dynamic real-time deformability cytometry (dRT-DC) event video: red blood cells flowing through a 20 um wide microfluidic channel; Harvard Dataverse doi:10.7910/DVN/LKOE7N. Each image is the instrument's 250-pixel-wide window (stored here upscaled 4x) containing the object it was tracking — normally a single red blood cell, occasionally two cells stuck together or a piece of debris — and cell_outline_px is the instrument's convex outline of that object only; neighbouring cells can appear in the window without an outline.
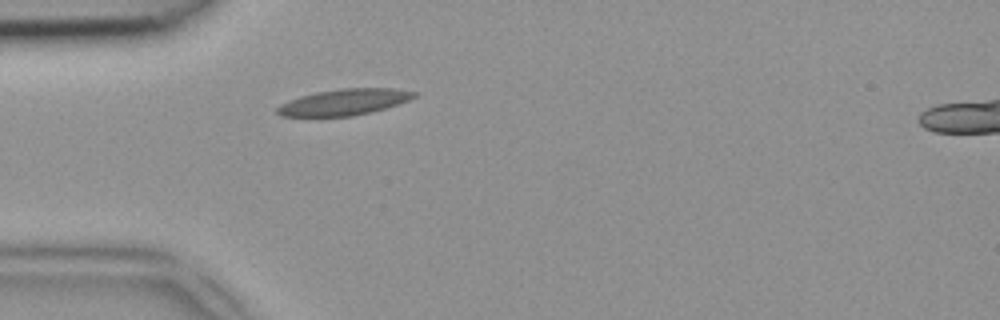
{"species": "common noctule bat (a hibernating species)", "species_latin": "Nyctalus noctula", "temperature_condition": "room temperature", "stored_images_in_passage": 33, "camera_frame_rate_fps": 3000, "um_per_image_px": 0.085, "animal": {"sex": "female", "body_mass_g": 18.4}, "frame": {"image": 1, "passage_image": 1, "time_ms": 0.0, "image_size_px": [1000, 320], "cell_outline_px": [[416, 96], [408, 100], [384, 108], [352, 116], [284, 116], [276, 112], [276, 108], [280, 104], [288, 100], [300, 96], [316, 92], [340, 88], [392, 88], [416, 92]], "centroid_in_image_um": [29.21, 8.67], "position_along_channel_um": 55.8, "area_um2": 20.58}}
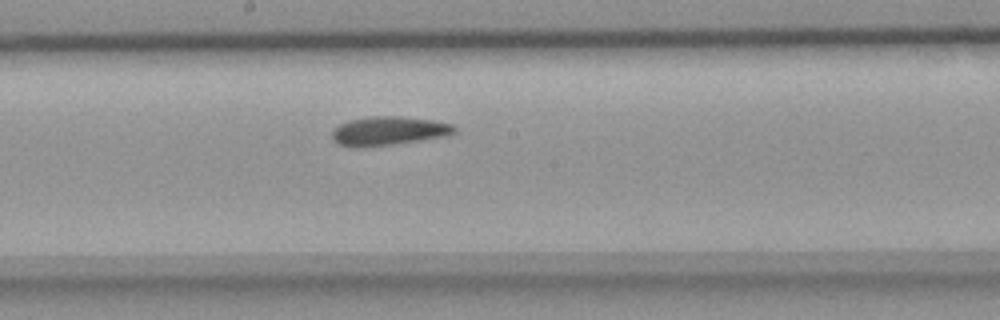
{"frame": {"image": 2, "passage_image": 13, "time_ms": 4.0, "image_size_px": [1000, 320], "cell_outline_px": [[456, 132], [448, 136], [392, 144], [360, 148], [352, 148], [340, 144], [332, 140], [332, 132], [340, 124], [348, 120], [372, 116], [400, 116], [432, 120], [452, 124], [456, 128]], "centroid_in_image_um": [33.02, 11.13], "position_along_channel_um": 215.2, "area_um2": 20.63}}
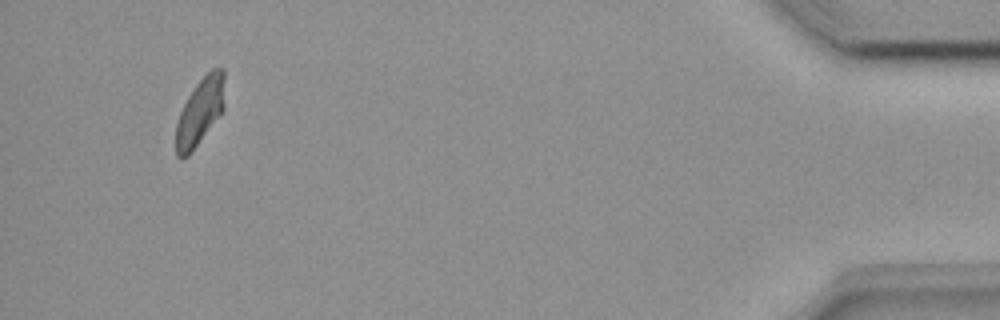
{"frame": {"image": 3, "passage_image": 33, "time_ms": 10.667, "image_size_px": [1000, 320], "cell_outline_px": [[224, 108], [192, 152], [188, 156], [180, 160], [176, 156], [176, 124], [180, 112], [188, 96], [196, 84], [212, 68], [224, 68]], "centroid_in_image_um": [16.99, 9.5], "position_along_channel_um": 418.2, "area_um2": 18.9}}